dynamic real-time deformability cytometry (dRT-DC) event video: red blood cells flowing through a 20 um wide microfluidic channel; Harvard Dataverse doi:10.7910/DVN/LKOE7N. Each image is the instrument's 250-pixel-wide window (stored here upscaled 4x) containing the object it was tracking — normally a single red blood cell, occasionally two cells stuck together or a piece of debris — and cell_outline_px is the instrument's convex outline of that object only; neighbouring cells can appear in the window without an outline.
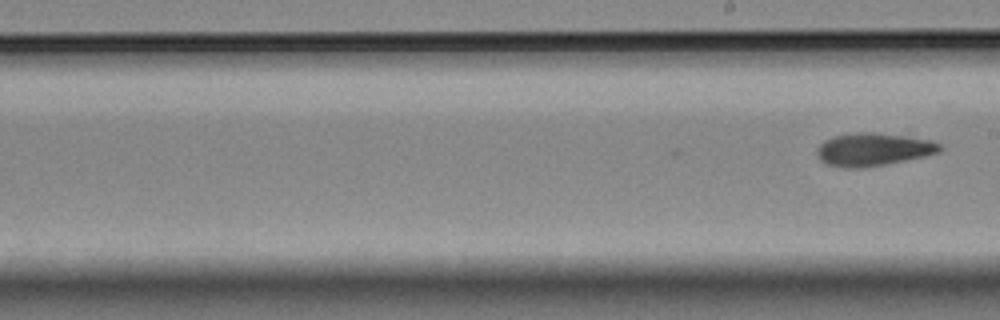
{"species": "Egyptian fruit bat (a non-hibernating species)", "species_latin": "Rousettus aegyptiacus", "temperature_condition": "room temperature", "stored_images_in_passage": 7, "segment_of_instrument_passage": [2, 2], "camera_frame_rate_fps": 3000, "um_per_image_px": 0.085, "animal": {"sex": "female"}, "frame": {"image": 1, "passage_image": 7, "time_ms": 2.0, "image_size_px": [1000, 320], "cell_outline_px": [[940, 152], [924, 156], [864, 168], [844, 168], [828, 164], [820, 160], [816, 156], [816, 148], [824, 140], [832, 136], [852, 132], [872, 132], [904, 136], [932, 140], [940, 144]], "centroid_in_image_um": [74.16, 12.69], "position_along_channel_um": 214.8, "area_um2": 23.58}}